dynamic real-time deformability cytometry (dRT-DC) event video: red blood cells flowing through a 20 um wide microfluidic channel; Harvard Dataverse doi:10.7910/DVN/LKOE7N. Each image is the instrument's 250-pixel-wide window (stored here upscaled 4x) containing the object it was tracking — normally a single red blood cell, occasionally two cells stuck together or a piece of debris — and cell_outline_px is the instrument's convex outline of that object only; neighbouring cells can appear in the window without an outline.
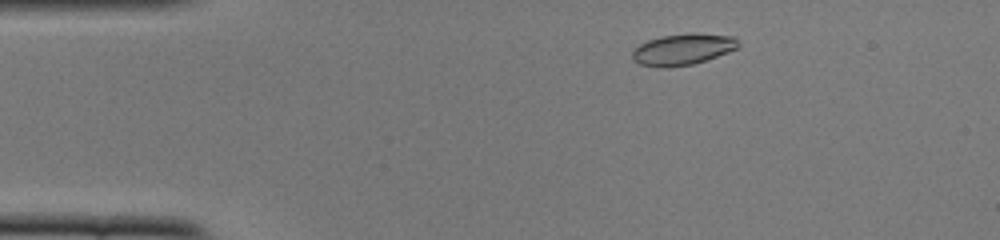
{"species": "common noctule bat (a hibernating species)", "species_latin": "Nyctalus noctula", "temperature_condition": "cold", "stored_images_in_passage": 48, "camera_frame_rate_fps": 3000, "um_per_image_px": 0.085, "animal": {"sex": "female", "body_mass_g": 22.0, "forearm_length_mm": 56.7}, "frame": {"image": 1, "passage_image": 5, "time_ms": 1.333, "image_size_px": [1000, 240], "cell_outline_px": [[740, 44], [736, 48], [728, 52], [692, 64], [664, 68], [656, 68], [640, 64], [632, 60], [632, 52], [640, 44], [648, 40], [664, 36], [688, 32], [696, 32], [736, 36]], "centroid_in_image_um": [58.05, 4.18], "position_along_channel_um": 27.0, "area_um2": 19.48}}
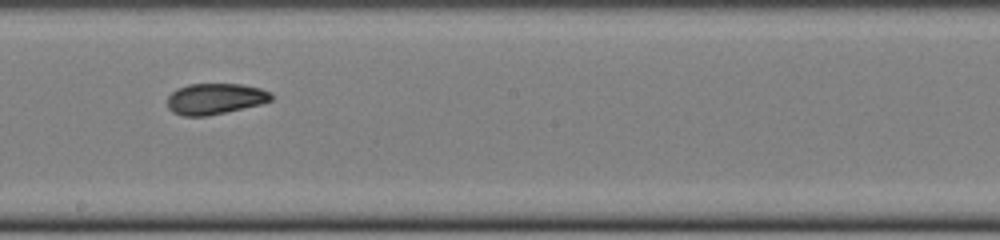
{"frame": {"image": 2, "passage_image": 25, "time_ms": 8.0, "image_size_px": [1000, 240], "cell_outline_px": [[272, 100], [260, 104], [208, 116], [184, 116], [172, 112], [168, 108], [168, 96], [176, 88], [188, 84], [240, 84], [260, 88], [272, 92]], "centroid_in_image_um": [18.27, 8.39], "position_along_channel_um": 229.9, "area_um2": 18.79}}
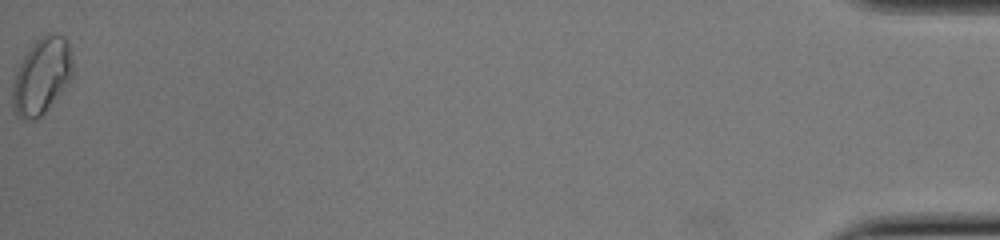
{"frame": {"image": 3, "passage_image": 48, "time_ms": 15.667, "image_size_px": [1000, 240], "cell_outline_px": [[72, 80], [44, 112], [36, 120], [20, 120], [12, 112], [12, 84], [16, 72], [28, 48], [40, 36], [48, 32], [56, 32], [64, 36], [68, 44], [72, 60]], "centroid_in_image_um": [3.52, 6.47], "position_along_channel_um": 431.7, "area_um2": 27.17}, "authors_computed_cell_mechanics": {"area_um2": 19.1029, "velocity_mm_per_s": 3.9081, "shape_relaxation_time_tau1_ms": null, "shape_relaxation_time_tau2_ms": 2.7778, "deformation_change_tau1": null, "deformation_change_tau2": 0.057}}